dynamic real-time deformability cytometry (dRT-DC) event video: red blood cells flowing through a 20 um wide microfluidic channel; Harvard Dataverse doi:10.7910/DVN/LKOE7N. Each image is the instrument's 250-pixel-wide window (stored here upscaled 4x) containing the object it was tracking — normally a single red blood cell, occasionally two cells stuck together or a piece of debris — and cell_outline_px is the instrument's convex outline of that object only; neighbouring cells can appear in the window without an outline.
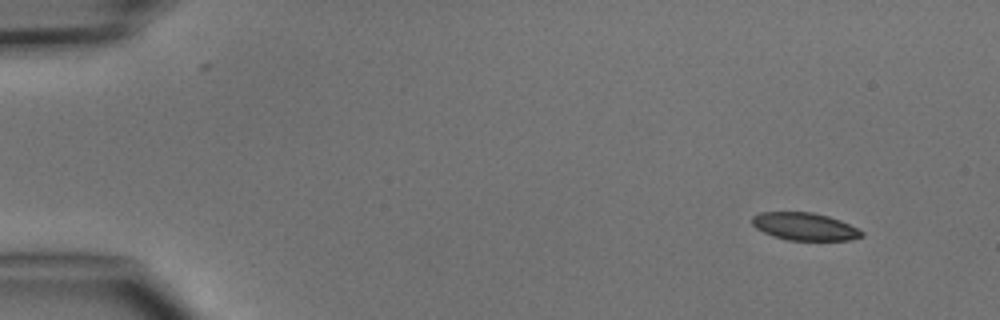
{"species": "common noctule bat (a hibernating species)", "species_latin": "Nyctalus noctula", "temperature_condition": "cold", "stored_images_in_passage": 4, "camera_frame_rate_fps": 3000, "um_per_image_px": 0.085, "animal": {"sex": "male", "body_mass_g": 15.6}, "frame": {"image": 1, "passage_image": 1, "time_ms": 0.0, "image_size_px": [1000, 320], "cell_outline_px": [[864, 236], [848, 240], [788, 240], [772, 236], [756, 228], [752, 224], [752, 216], [760, 212], [812, 212], [828, 216], [840, 220], [864, 232]], "centroid_in_image_um": [68.38, 19.25], "position_along_channel_um": 16.6, "area_um2": 17.57}}
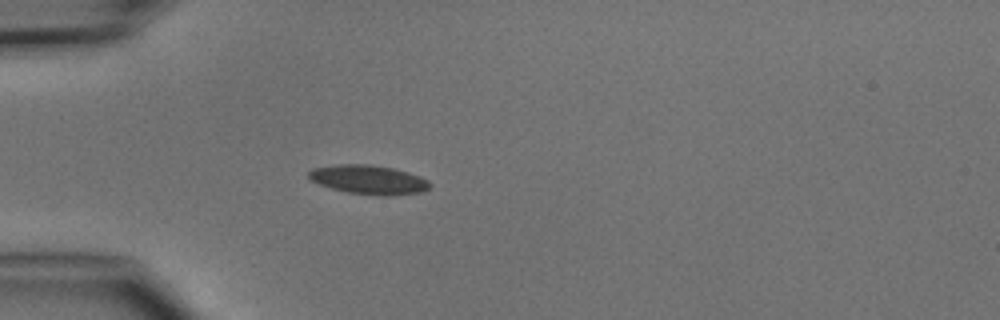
{"frame": {"image": 2, "passage_image": 4, "time_ms": 3.333, "image_size_px": [1000, 320], "cell_outline_px": [[432, 184], [428, 188], [420, 192], [388, 196], [380, 196], [348, 192], [332, 188], [308, 180], [308, 172], [312, 168], [336, 164], [368, 164], [392, 168], [408, 172], [420, 176], [428, 180]], "centroid_in_image_um": [31.31, 15.26], "position_along_channel_um": 53.7, "area_um2": 20.58}}